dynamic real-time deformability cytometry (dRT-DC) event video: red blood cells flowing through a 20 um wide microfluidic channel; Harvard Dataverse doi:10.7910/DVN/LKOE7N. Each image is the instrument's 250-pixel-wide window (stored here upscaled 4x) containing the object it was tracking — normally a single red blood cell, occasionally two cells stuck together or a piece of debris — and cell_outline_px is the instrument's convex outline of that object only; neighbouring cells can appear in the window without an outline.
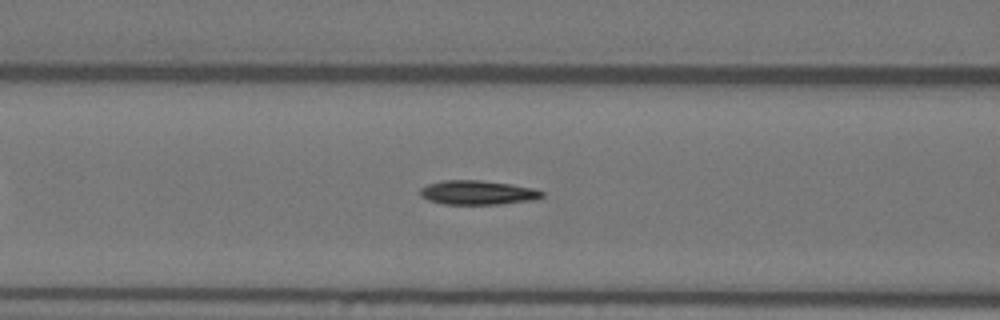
{"species": "Egyptian fruit bat (a non-hibernating species)", "species_latin": "Rousettus aegyptiacus", "temperature_condition": "warm", "stored_images_in_passage": 48, "camera_frame_rate_fps": 3000, "um_per_image_px": 0.085, "animal": {"sex": "female"}, "frame": {"image": 1, "passage_image": 17, "time_ms": 5.333, "image_size_px": [1000, 320], "cell_outline_px": [[544, 196], [536, 200], [500, 204], [444, 204], [428, 200], [420, 196], [420, 188], [428, 184], [444, 180], [480, 180], [536, 188], [544, 192]], "centroid_in_image_um": [40.63, 16.37], "position_along_channel_um": 126.0, "area_um2": 17.28}}
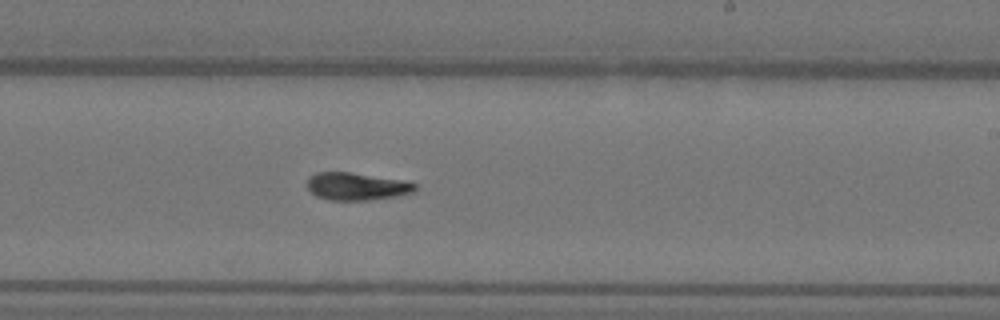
{"frame": {"image": 2, "passage_image": 28, "time_ms": 9.0, "image_size_px": [1000, 320], "cell_outline_px": [[416, 192], [396, 196], [368, 200], [332, 200], [316, 196], [308, 188], [308, 180], [316, 172], [348, 172], [408, 180], [416, 184]], "centroid_in_image_um": [30.39, 15.84], "position_along_channel_um": 258.6, "area_um2": 17.34}}
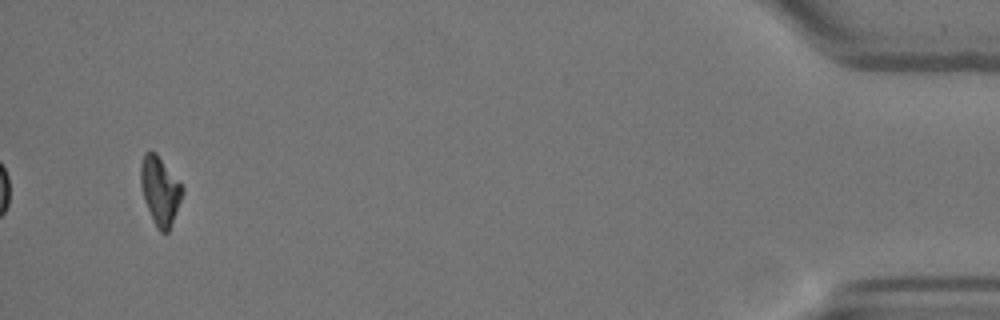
{"frame": {"image": 3, "passage_image": 48, "time_ms": 15.667, "image_size_px": [1000, 320], "cell_outline_px": [[184, 192], [168, 232], [160, 232], [156, 228], [144, 200], [140, 184], [140, 164], [144, 152], [156, 152], [184, 188]], "centroid_in_image_um": [13.58, 16.2], "position_along_channel_um": 421.6, "area_um2": 16.53}, "authors_computed_cell_mechanics": {"area_um2": 16.8487, "velocity_mm_per_s": 3.642, "shape_relaxation_time_tau1_ms": 5.993, "shape_relaxation_time_tau2_ms": 5.5259, "deformation_change_tau1": 0.2205, "deformation_change_tau2": 0.104}}